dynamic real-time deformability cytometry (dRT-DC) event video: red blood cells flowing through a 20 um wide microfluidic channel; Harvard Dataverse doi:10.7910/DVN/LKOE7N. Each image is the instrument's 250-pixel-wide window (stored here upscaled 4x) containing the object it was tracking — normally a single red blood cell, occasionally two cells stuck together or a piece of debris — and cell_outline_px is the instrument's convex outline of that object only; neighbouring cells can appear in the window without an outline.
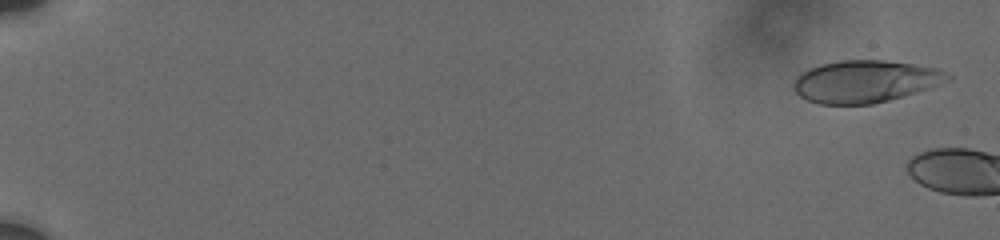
{"species": "human", "species_latin": "Homo sapiens", "temperature_condition": "cold", "stored_images_in_passage": 7, "camera_frame_rate_fps": 3000, "um_per_image_px": 0.085, "donor": {"sex": "male"}, "frame": {"image": 1, "passage_image": 3, "time_ms": 0.333, "image_size_px": [1000, 240], "cell_outline_px": [[952, 76], [948, 80], [928, 88], [904, 96], [872, 104], [820, 104], [808, 100], [800, 96], [796, 92], [792, 84], [800, 72], [808, 68], [820, 64], [840, 60], [884, 60], [912, 64], [936, 68]], "centroid_in_image_um": [73.49, 6.91], "position_along_channel_um": 11.5, "area_um2": 37.69}}